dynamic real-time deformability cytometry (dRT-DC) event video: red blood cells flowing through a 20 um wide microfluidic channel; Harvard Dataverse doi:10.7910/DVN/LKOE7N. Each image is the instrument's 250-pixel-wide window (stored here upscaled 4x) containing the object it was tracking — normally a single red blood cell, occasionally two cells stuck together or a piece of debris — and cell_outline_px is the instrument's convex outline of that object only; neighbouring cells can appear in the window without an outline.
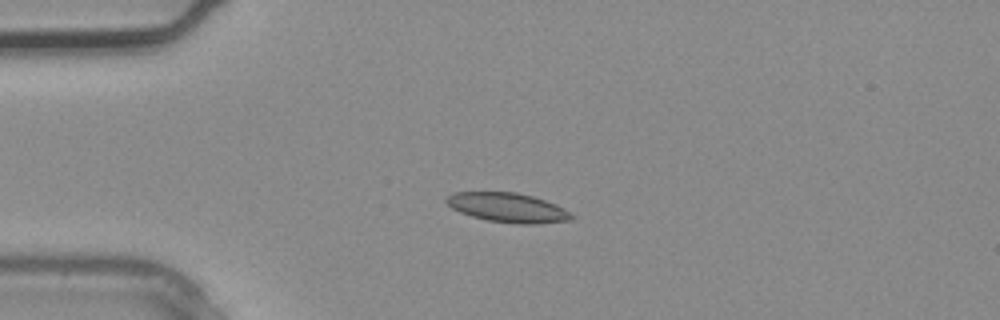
{"species": "common noctule bat (a hibernating species)", "species_latin": "Nyctalus noctula", "temperature_condition": "warm", "stored_images_in_passage": 4, "camera_frame_rate_fps": 3000, "um_per_image_px": 0.085, "animal": {"sex": "male", "body_mass_g": 20.4}, "frame": {"image": 1, "passage_image": 3, "time_ms": 0.667, "image_size_px": [1000, 320], "cell_outline_px": [[576, 216], [572, 220], [536, 224], [516, 224], [488, 220], [472, 216], [460, 212], [452, 208], [444, 200], [452, 192], [516, 192], [532, 196], [556, 204], [564, 208]], "centroid_in_image_um": [43.19, 17.65], "position_along_channel_um": 41.8, "area_um2": 21.5}}
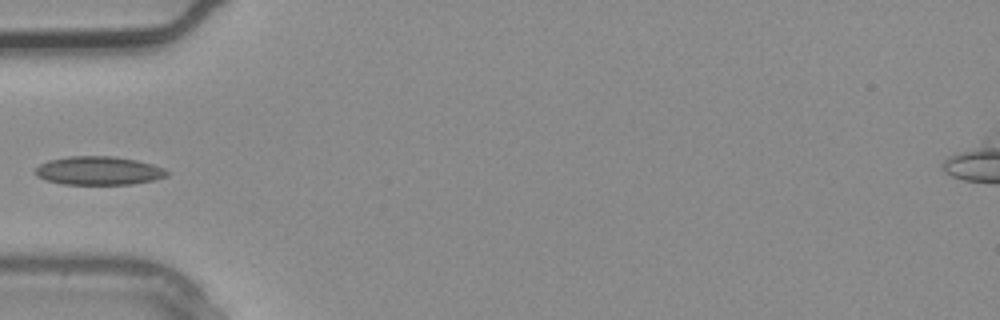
{"frame": {"image": 2, "passage_image": 4, "time_ms": 1.0, "image_size_px": [1000, 320], "cell_outline_px": [[168, 176], [156, 180], [132, 184], [64, 184], [44, 180], [36, 176], [36, 168], [40, 164], [48, 160], [68, 156], [112, 156], [136, 160], [152, 164], [164, 168], [168, 172]], "centroid_in_image_um": [8.39, 14.51], "position_along_channel_um": 76.6, "area_um2": 21.96}}